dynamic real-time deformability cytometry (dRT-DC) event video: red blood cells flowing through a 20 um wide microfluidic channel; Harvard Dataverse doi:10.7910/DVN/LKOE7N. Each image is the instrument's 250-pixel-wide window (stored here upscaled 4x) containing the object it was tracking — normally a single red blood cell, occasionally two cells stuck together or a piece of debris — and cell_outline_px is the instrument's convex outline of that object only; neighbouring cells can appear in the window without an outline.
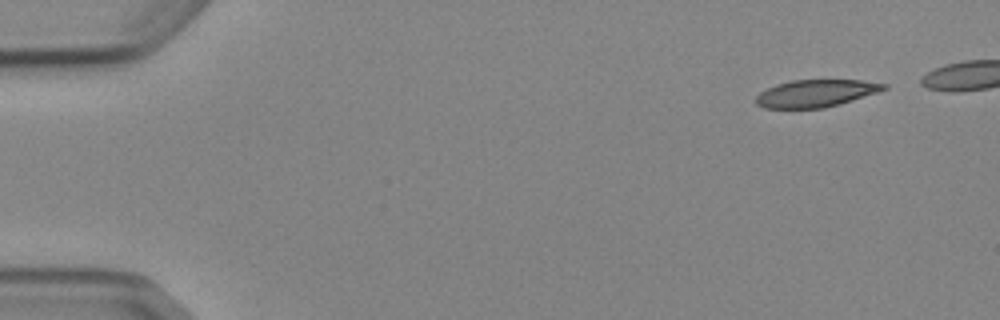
{"species": "Egyptian fruit bat (a non-hibernating species)", "species_latin": "Rousettus aegyptiacus", "temperature_condition": "cold", "stored_images_in_passage": 5, "camera_frame_rate_fps": 3000, "um_per_image_px": 0.085, "animal": {"sex": "female"}, "frame": {"image": 1, "passage_image": 1, "time_ms": 0.0, "image_size_px": [1000, 320], "cell_outline_px": [[888, 88], [840, 104], [824, 108], [764, 108], [756, 104], [756, 96], [760, 92], [776, 84], [792, 80], [860, 80], [888, 84]], "centroid_in_image_um": [69.33, 7.93], "position_along_channel_um": 15.7, "area_um2": 20.23}}
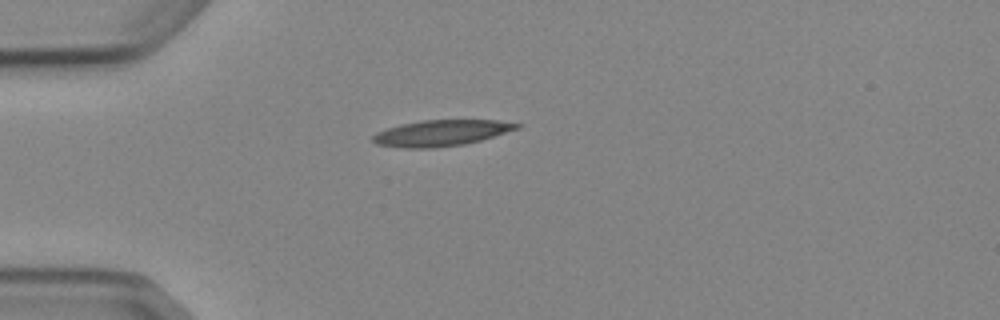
{"frame": {"image": 2, "passage_image": 5, "time_ms": 5.667, "image_size_px": [1000, 320], "cell_outline_px": [[524, 124], [520, 128], [480, 140], [464, 144], [432, 148], [400, 148], [376, 144], [372, 140], [372, 136], [376, 132], [400, 124], [420, 120], [496, 120]], "centroid_in_image_um": [37.49, 11.3], "position_along_channel_um": 47.5, "area_um2": 21.91}}